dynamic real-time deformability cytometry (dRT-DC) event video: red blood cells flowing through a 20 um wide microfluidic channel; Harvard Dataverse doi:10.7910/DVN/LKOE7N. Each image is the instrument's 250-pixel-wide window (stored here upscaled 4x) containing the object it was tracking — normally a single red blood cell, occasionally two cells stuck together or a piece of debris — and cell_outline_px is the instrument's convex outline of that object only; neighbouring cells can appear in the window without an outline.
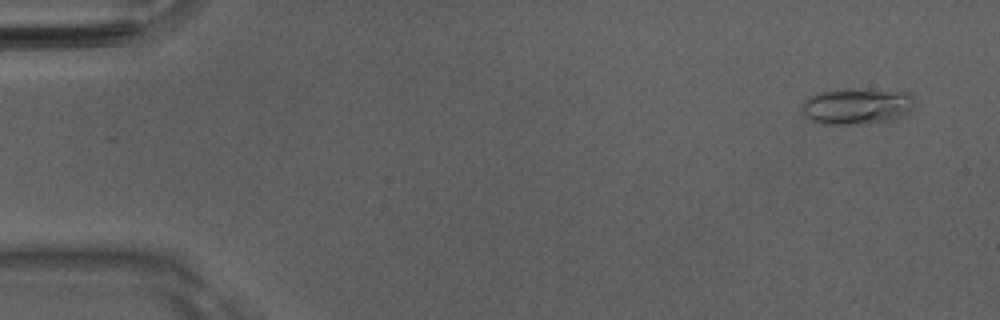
{"species": "Egyptian fruit bat (a non-hibernating species)", "species_latin": "Rousettus aegyptiacus", "temperature_condition": "room temperature", "stored_images_in_passage": 48, "camera_frame_rate_fps": 3000, "um_per_image_px": 0.085, "animal": {"sex": "male"}, "frame": {"image": 1, "passage_image": 1, "time_ms": 0.0, "image_size_px": [1000, 320], "cell_outline_px": [[916, 104], [908, 112], [892, 120], [864, 124], [820, 124], [808, 120], [804, 116], [800, 108], [804, 100], [808, 96], [820, 92], [848, 88], [852, 88], [912, 92], [916, 100]], "centroid_in_image_um": [72.82, 9.02], "position_along_channel_um": 12.2, "area_um2": 24.45}}
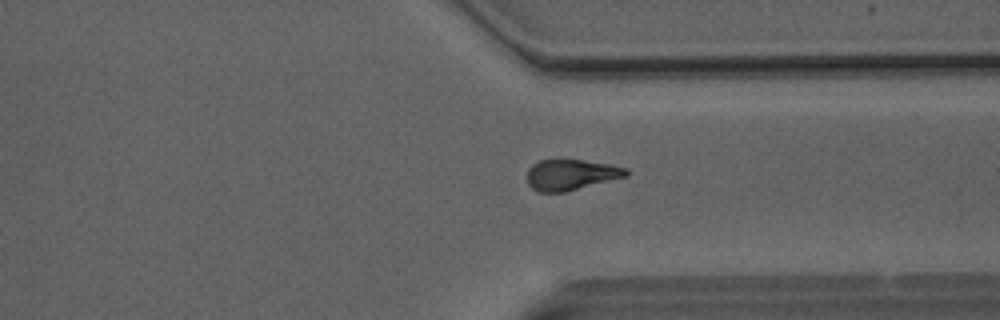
{"frame": {"image": 2, "passage_image": 36, "time_ms": 11.667, "image_size_px": [1000, 320], "cell_outline_px": [[628, 176], [564, 192], [540, 192], [532, 188], [528, 184], [528, 168], [532, 164], [540, 160], [580, 160], [612, 164], [628, 168]], "centroid_in_image_um": [48.55, 14.85], "position_along_channel_um": 362.8, "area_um2": 17.69}}
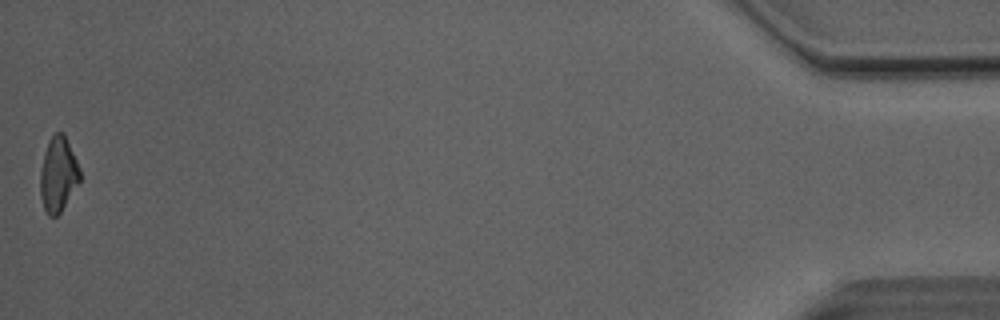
{"frame": {"image": 3, "passage_image": 48, "time_ms": 15.667, "image_size_px": [1000, 320], "cell_outline_px": [[80, 180], [60, 212], [56, 216], [48, 216], [44, 208], [40, 196], [40, 172], [44, 152], [48, 140], [56, 132], [64, 132], [80, 168]], "centroid_in_image_um": [4.93, 14.8], "position_along_channel_um": 430.3, "area_um2": 17.22}, "authors_computed_cell_mechanics": {"area_um2": 18.0914, "velocity_mm_per_s": 4.1182, "shape_relaxation_time_tau1_ms": 5.6722, "shape_relaxation_time_tau2_ms": 3.2261, "deformation_change_tau1": 0.1863, "deformation_change_tau2": 0.1296}}